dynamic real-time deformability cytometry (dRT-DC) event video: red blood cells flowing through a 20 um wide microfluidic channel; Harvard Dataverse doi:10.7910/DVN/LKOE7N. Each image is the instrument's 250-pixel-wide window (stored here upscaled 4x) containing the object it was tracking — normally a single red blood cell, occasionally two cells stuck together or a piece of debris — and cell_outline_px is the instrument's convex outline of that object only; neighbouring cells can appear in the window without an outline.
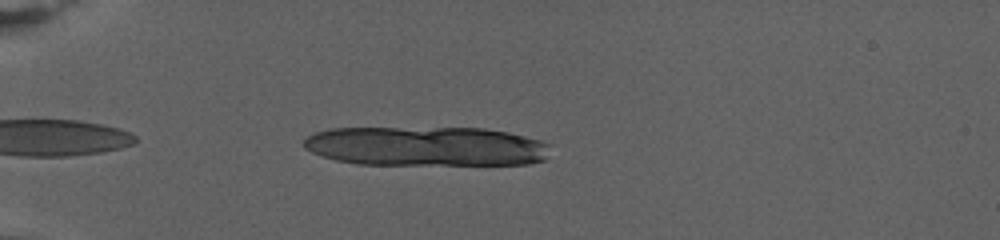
{"species": "human", "species_latin": "Homo sapiens", "temperature_condition": "warm", "stored_images_in_passage": 12, "camera_frame_rate_fps": 3000, "um_per_image_px": 0.085, "donor": {"sex": "female"}, "frame": {"image": 1, "passage_image": 6, "time_ms": 1.667, "image_size_px": [1000, 240], "cell_outline_px": [[548, 156], [544, 160], [528, 164], [356, 164], [336, 160], [312, 152], [304, 148], [304, 140], [308, 136], [316, 132], [332, 128], [484, 128], [508, 132], [540, 140], [548, 144]], "centroid_in_image_um": [36.22, 12.43], "position_along_channel_um": 48.8, "area_um2": 56.7}}